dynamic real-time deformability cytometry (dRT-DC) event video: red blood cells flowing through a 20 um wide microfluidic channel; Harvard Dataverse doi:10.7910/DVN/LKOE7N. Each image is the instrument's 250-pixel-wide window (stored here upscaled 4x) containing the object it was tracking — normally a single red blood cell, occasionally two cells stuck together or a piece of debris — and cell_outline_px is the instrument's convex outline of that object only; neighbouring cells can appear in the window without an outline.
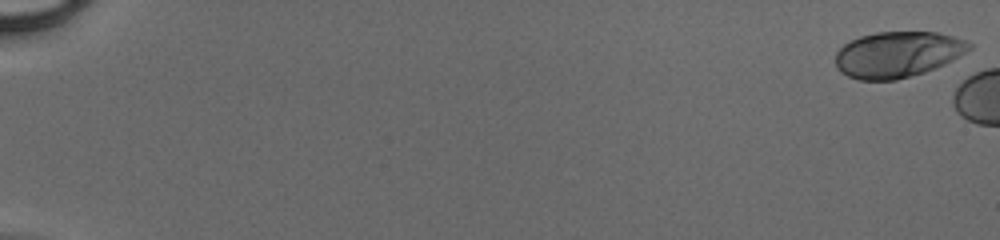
{"species": "human", "species_latin": "Homo sapiens", "temperature_condition": "cold", "stored_images_in_passage": 7, "camera_frame_rate_fps": 3000, "um_per_image_px": 0.085, "donor": {"sex": "male"}, "frame": {"image": 1, "passage_image": 1, "time_ms": 0.0, "image_size_px": [1000, 240], "cell_outline_px": [[972, 48], [952, 60], [944, 64], [924, 72], [896, 80], [860, 80], [848, 76], [840, 72], [836, 68], [836, 52], [844, 44], [860, 36], [876, 32], [936, 32], [952, 36], [964, 40], [972, 44]], "centroid_in_image_um": [76.27, 4.63], "position_along_channel_um": 8.7, "area_um2": 35.6}}